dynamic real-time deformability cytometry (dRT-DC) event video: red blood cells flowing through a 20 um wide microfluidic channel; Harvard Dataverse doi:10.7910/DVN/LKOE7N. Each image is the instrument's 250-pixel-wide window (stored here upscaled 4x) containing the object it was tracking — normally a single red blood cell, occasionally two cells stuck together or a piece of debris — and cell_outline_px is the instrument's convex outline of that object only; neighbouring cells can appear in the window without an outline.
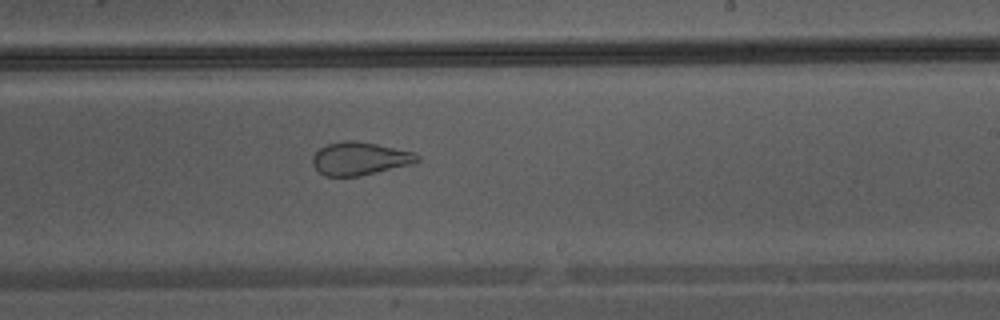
{"species": "Egyptian fruit bat (a non-hibernating species)", "species_latin": "Rousettus aegyptiacus", "temperature_condition": "warm", "stored_images_in_passage": 35, "camera_frame_rate_fps": 3000, "um_per_image_px": 0.085, "animal": {"sex": "male"}, "frame": {"image": 1, "passage_image": 20, "time_ms": 6.333, "image_size_px": [1000, 320], "cell_outline_px": [[420, 160], [412, 164], [360, 176], [324, 176], [312, 164], [312, 156], [320, 148], [328, 144], [344, 140], [356, 140], [416, 152], [420, 156]], "centroid_in_image_um": [30.6, 13.47], "position_along_channel_um": 258.4, "area_um2": 20.23}}